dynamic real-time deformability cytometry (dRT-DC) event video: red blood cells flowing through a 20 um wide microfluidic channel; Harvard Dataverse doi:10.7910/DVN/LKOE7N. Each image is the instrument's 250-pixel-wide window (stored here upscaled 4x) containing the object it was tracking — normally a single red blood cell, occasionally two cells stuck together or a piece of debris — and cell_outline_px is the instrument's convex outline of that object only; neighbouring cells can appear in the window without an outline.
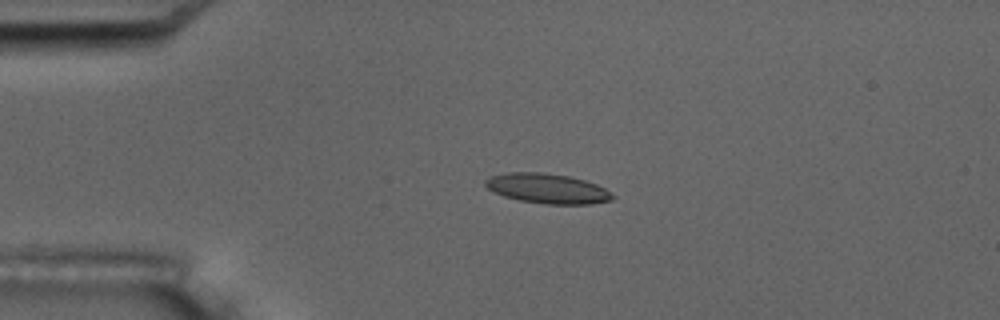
{"species": "common noctule bat (a hibernating species)", "species_latin": "Nyctalus noctula", "temperature_condition": "room temperature", "stored_images_in_passage": 4, "camera_frame_rate_fps": 3000, "um_per_image_px": 0.085, "animal": {"sex": "male", "body_mass_g": 17.5, "forearm_length_mm": 52.3}, "frame": {"image": 1, "passage_image": 3, "time_ms": 3.0, "image_size_px": [1000, 320], "cell_outline_px": [[616, 196], [612, 200], [592, 204], [548, 204], [520, 200], [504, 196], [488, 188], [484, 184], [484, 180], [492, 176], [508, 172], [540, 172], [568, 176], [584, 180], [596, 184], [604, 188]], "centroid_in_image_um": [46.55, 16.02], "position_along_channel_um": 38.4, "area_um2": 21.96}}